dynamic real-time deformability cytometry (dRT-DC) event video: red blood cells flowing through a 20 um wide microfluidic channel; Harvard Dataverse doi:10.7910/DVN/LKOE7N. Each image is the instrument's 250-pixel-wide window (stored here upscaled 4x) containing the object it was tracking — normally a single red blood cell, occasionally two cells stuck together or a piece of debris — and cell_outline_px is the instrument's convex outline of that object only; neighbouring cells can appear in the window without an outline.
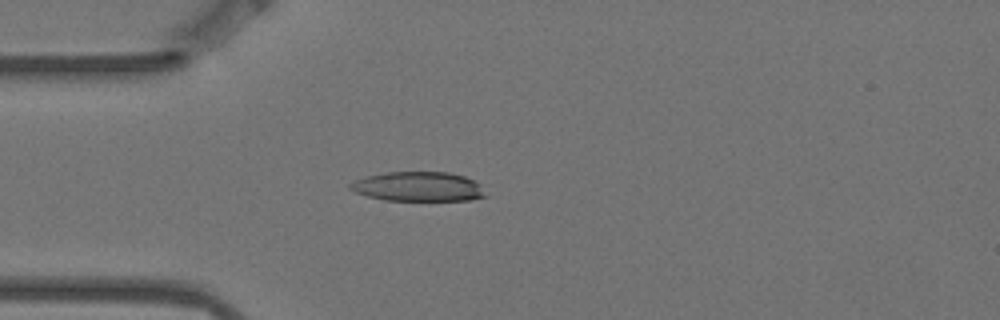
{"species": "Egyptian fruit bat (a non-hibernating species)", "species_latin": "Rousettus aegyptiacus", "temperature_condition": "warm", "stored_images_in_passage": 4, "camera_frame_rate_fps": 3000, "um_per_image_px": 0.085, "animal": {"sex": "female"}, "frame": {"image": 1, "passage_image": 3, "time_ms": 0.667, "image_size_px": [1000, 320], "cell_outline_px": [[488, 196], [472, 200], [384, 200], [368, 196], [356, 192], [348, 188], [348, 184], [364, 176], [384, 172], [448, 172], [464, 176], [480, 184]], "centroid_in_image_um": [35.55, 15.86], "position_along_channel_um": 49.4, "area_um2": 23.35}}